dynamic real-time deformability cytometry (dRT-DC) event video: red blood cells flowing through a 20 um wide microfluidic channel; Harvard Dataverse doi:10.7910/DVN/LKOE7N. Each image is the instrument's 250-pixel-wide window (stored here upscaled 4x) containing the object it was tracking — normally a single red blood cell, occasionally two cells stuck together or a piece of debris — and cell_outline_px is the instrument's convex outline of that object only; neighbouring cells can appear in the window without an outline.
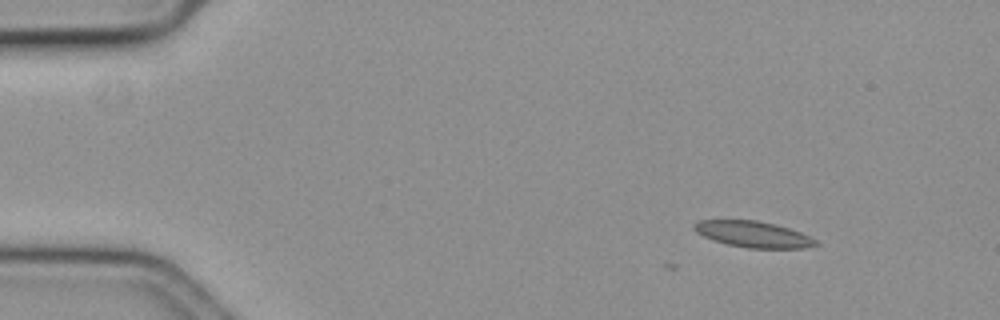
{"species": "common noctule bat (a hibernating species)", "species_latin": "Nyctalus noctula", "temperature_condition": "cold", "stored_images_in_passage": 3, "camera_frame_rate_fps": 3000, "um_per_image_px": 0.085, "animal": {"sex": "female", "body_mass_g": 19.3, "forearm_length_mm": 54.1}, "frame": {"image": 1, "passage_image": 3, "time_ms": 0.667, "image_size_px": [1000, 320], "cell_outline_px": [[820, 244], [804, 248], [748, 248], [728, 244], [712, 240], [696, 232], [692, 228], [692, 224], [700, 220], [756, 220], [776, 224], [800, 232], [816, 240]], "centroid_in_image_um": [64.0, 19.91], "position_along_channel_um": 21.0, "area_um2": 18.5}}